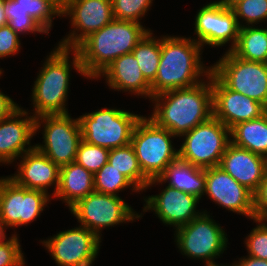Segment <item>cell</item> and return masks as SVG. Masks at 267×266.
<instances>
[{
    "label": "cell",
    "instance_id": "obj_38",
    "mask_svg": "<svg viewBox=\"0 0 267 266\" xmlns=\"http://www.w3.org/2000/svg\"><path fill=\"white\" fill-rule=\"evenodd\" d=\"M254 218L267 219V172L253 193Z\"/></svg>",
    "mask_w": 267,
    "mask_h": 266
},
{
    "label": "cell",
    "instance_id": "obj_9",
    "mask_svg": "<svg viewBox=\"0 0 267 266\" xmlns=\"http://www.w3.org/2000/svg\"><path fill=\"white\" fill-rule=\"evenodd\" d=\"M43 144L35 148L59 167L75 162L79 143L82 140L78 117L67 114L43 115L35 118V136L41 129Z\"/></svg>",
    "mask_w": 267,
    "mask_h": 266
},
{
    "label": "cell",
    "instance_id": "obj_42",
    "mask_svg": "<svg viewBox=\"0 0 267 266\" xmlns=\"http://www.w3.org/2000/svg\"><path fill=\"white\" fill-rule=\"evenodd\" d=\"M6 229H8L4 222L0 219V243H2L3 241H5L7 238H6Z\"/></svg>",
    "mask_w": 267,
    "mask_h": 266
},
{
    "label": "cell",
    "instance_id": "obj_29",
    "mask_svg": "<svg viewBox=\"0 0 267 266\" xmlns=\"http://www.w3.org/2000/svg\"><path fill=\"white\" fill-rule=\"evenodd\" d=\"M94 190L99 193L115 195L118 197L120 191L126 189L139 193L140 190L121 172H119L109 162L104 164L100 170L94 174Z\"/></svg>",
    "mask_w": 267,
    "mask_h": 266
},
{
    "label": "cell",
    "instance_id": "obj_14",
    "mask_svg": "<svg viewBox=\"0 0 267 266\" xmlns=\"http://www.w3.org/2000/svg\"><path fill=\"white\" fill-rule=\"evenodd\" d=\"M58 266H92L97 258L101 239L83 226L59 231L41 240Z\"/></svg>",
    "mask_w": 267,
    "mask_h": 266
},
{
    "label": "cell",
    "instance_id": "obj_16",
    "mask_svg": "<svg viewBox=\"0 0 267 266\" xmlns=\"http://www.w3.org/2000/svg\"><path fill=\"white\" fill-rule=\"evenodd\" d=\"M205 192L209 199L226 211L254 219L253 193L238 183L220 166L205 168Z\"/></svg>",
    "mask_w": 267,
    "mask_h": 266
},
{
    "label": "cell",
    "instance_id": "obj_23",
    "mask_svg": "<svg viewBox=\"0 0 267 266\" xmlns=\"http://www.w3.org/2000/svg\"><path fill=\"white\" fill-rule=\"evenodd\" d=\"M166 183H168V186L193 194L201 199L205 192V169L177 158L166 167L158 178L148 182L146 190L149 187L151 189L154 185Z\"/></svg>",
    "mask_w": 267,
    "mask_h": 266
},
{
    "label": "cell",
    "instance_id": "obj_15",
    "mask_svg": "<svg viewBox=\"0 0 267 266\" xmlns=\"http://www.w3.org/2000/svg\"><path fill=\"white\" fill-rule=\"evenodd\" d=\"M194 39L202 48L204 45L222 47L231 43V51L238 41L239 25L232 8L223 2L213 1L201 7L195 15Z\"/></svg>",
    "mask_w": 267,
    "mask_h": 266
},
{
    "label": "cell",
    "instance_id": "obj_7",
    "mask_svg": "<svg viewBox=\"0 0 267 266\" xmlns=\"http://www.w3.org/2000/svg\"><path fill=\"white\" fill-rule=\"evenodd\" d=\"M203 211L188 224L175 229L174 242L182 255L209 265L217 263L216 258L227 250L228 237L209 212Z\"/></svg>",
    "mask_w": 267,
    "mask_h": 266
},
{
    "label": "cell",
    "instance_id": "obj_39",
    "mask_svg": "<svg viewBox=\"0 0 267 266\" xmlns=\"http://www.w3.org/2000/svg\"><path fill=\"white\" fill-rule=\"evenodd\" d=\"M3 75V70H0V78ZM20 106L13 101L9 96L0 91V119L9 117Z\"/></svg>",
    "mask_w": 267,
    "mask_h": 266
},
{
    "label": "cell",
    "instance_id": "obj_25",
    "mask_svg": "<svg viewBox=\"0 0 267 266\" xmlns=\"http://www.w3.org/2000/svg\"><path fill=\"white\" fill-rule=\"evenodd\" d=\"M231 143L267 159V115L236 124L230 129Z\"/></svg>",
    "mask_w": 267,
    "mask_h": 266
},
{
    "label": "cell",
    "instance_id": "obj_37",
    "mask_svg": "<svg viewBox=\"0 0 267 266\" xmlns=\"http://www.w3.org/2000/svg\"><path fill=\"white\" fill-rule=\"evenodd\" d=\"M20 36L8 25L0 27V59L15 56L20 52Z\"/></svg>",
    "mask_w": 267,
    "mask_h": 266
},
{
    "label": "cell",
    "instance_id": "obj_5",
    "mask_svg": "<svg viewBox=\"0 0 267 266\" xmlns=\"http://www.w3.org/2000/svg\"><path fill=\"white\" fill-rule=\"evenodd\" d=\"M172 138L176 136L157 126L149 117L142 116L136 123L131 145L143 174L149 180L158 178L178 158V149L172 145Z\"/></svg>",
    "mask_w": 267,
    "mask_h": 266
},
{
    "label": "cell",
    "instance_id": "obj_34",
    "mask_svg": "<svg viewBox=\"0 0 267 266\" xmlns=\"http://www.w3.org/2000/svg\"><path fill=\"white\" fill-rule=\"evenodd\" d=\"M111 2L114 19L138 23H141L140 20L153 5V0H111Z\"/></svg>",
    "mask_w": 267,
    "mask_h": 266
},
{
    "label": "cell",
    "instance_id": "obj_8",
    "mask_svg": "<svg viewBox=\"0 0 267 266\" xmlns=\"http://www.w3.org/2000/svg\"><path fill=\"white\" fill-rule=\"evenodd\" d=\"M180 137L178 158L204 169L219 166L231 143L230 129L214 116Z\"/></svg>",
    "mask_w": 267,
    "mask_h": 266
},
{
    "label": "cell",
    "instance_id": "obj_3",
    "mask_svg": "<svg viewBox=\"0 0 267 266\" xmlns=\"http://www.w3.org/2000/svg\"><path fill=\"white\" fill-rule=\"evenodd\" d=\"M150 30L142 23L113 19L90 34L75 48L85 77L95 80L116 58L132 53L137 43Z\"/></svg>",
    "mask_w": 267,
    "mask_h": 266
},
{
    "label": "cell",
    "instance_id": "obj_1",
    "mask_svg": "<svg viewBox=\"0 0 267 266\" xmlns=\"http://www.w3.org/2000/svg\"><path fill=\"white\" fill-rule=\"evenodd\" d=\"M148 117L159 127L179 137L213 116L211 73L199 84L160 93Z\"/></svg>",
    "mask_w": 267,
    "mask_h": 266
},
{
    "label": "cell",
    "instance_id": "obj_13",
    "mask_svg": "<svg viewBox=\"0 0 267 266\" xmlns=\"http://www.w3.org/2000/svg\"><path fill=\"white\" fill-rule=\"evenodd\" d=\"M61 16L70 18L72 26V32L57 44L66 49H75L90 34L114 19L111 0H64Z\"/></svg>",
    "mask_w": 267,
    "mask_h": 266
},
{
    "label": "cell",
    "instance_id": "obj_35",
    "mask_svg": "<svg viewBox=\"0 0 267 266\" xmlns=\"http://www.w3.org/2000/svg\"><path fill=\"white\" fill-rule=\"evenodd\" d=\"M256 226L244 240L247 254L257 259L267 260V219L254 218Z\"/></svg>",
    "mask_w": 267,
    "mask_h": 266
},
{
    "label": "cell",
    "instance_id": "obj_19",
    "mask_svg": "<svg viewBox=\"0 0 267 266\" xmlns=\"http://www.w3.org/2000/svg\"><path fill=\"white\" fill-rule=\"evenodd\" d=\"M31 113L20 105L9 117L0 119V164H12L35 147L31 146L35 135V118Z\"/></svg>",
    "mask_w": 267,
    "mask_h": 266
},
{
    "label": "cell",
    "instance_id": "obj_33",
    "mask_svg": "<svg viewBox=\"0 0 267 266\" xmlns=\"http://www.w3.org/2000/svg\"><path fill=\"white\" fill-rule=\"evenodd\" d=\"M110 150L83 140L79 143L75 162L83 166L93 175L108 162Z\"/></svg>",
    "mask_w": 267,
    "mask_h": 266
},
{
    "label": "cell",
    "instance_id": "obj_32",
    "mask_svg": "<svg viewBox=\"0 0 267 266\" xmlns=\"http://www.w3.org/2000/svg\"><path fill=\"white\" fill-rule=\"evenodd\" d=\"M8 26L17 34L42 33L49 35L27 12L22 10L15 0H4Z\"/></svg>",
    "mask_w": 267,
    "mask_h": 266
},
{
    "label": "cell",
    "instance_id": "obj_24",
    "mask_svg": "<svg viewBox=\"0 0 267 266\" xmlns=\"http://www.w3.org/2000/svg\"><path fill=\"white\" fill-rule=\"evenodd\" d=\"M94 175L76 162L60 167L59 186L53 197L69 209L79 200L94 192Z\"/></svg>",
    "mask_w": 267,
    "mask_h": 266
},
{
    "label": "cell",
    "instance_id": "obj_21",
    "mask_svg": "<svg viewBox=\"0 0 267 266\" xmlns=\"http://www.w3.org/2000/svg\"><path fill=\"white\" fill-rule=\"evenodd\" d=\"M219 166L254 193L267 172V159L230 143Z\"/></svg>",
    "mask_w": 267,
    "mask_h": 266
},
{
    "label": "cell",
    "instance_id": "obj_28",
    "mask_svg": "<svg viewBox=\"0 0 267 266\" xmlns=\"http://www.w3.org/2000/svg\"><path fill=\"white\" fill-rule=\"evenodd\" d=\"M138 61L139 68L145 79L151 84L156 78L161 58V36H153L152 30L148 31L132 50Z\"/></svg>",
    "mask_w": 267,
    "mask_h": 266
},
{
    "label": "cell",
    "instance_id": "obj_11",
    "mask_svg": "<svg viewBox=\"0 0 267 266\" xmlns=\"http://www.w3.org/2000/svg\"><path fill=\"white\" fill-rule=\"evenodd\" d=\"M211 72L228 88L267 107V63L247 61L227 51Z\"/></svg>",
    "mask_w": 267,
    "mask_h": 266
},
{
    "label": "cell",
    "instance_id": "obj_22",
    "mask_svg": "<svg viewBox=\"0 0 267 266\" xmlns=\"http://www.w3.org/2000/svg\"><path fill=\"white\" fill-rule=\"evenodd\" d=\"M105 78L109 89L128 92L151 100V84L143 76L133 53L116 58L98 76Z\"/></svg>",
    "mask_w": 267,
    "mask_h": 266
},
{
    "label": "cell",
    "instance_id": "obj_44",
    "mask_svg": "<svg viewBox=\"0 0 267 266\" xmlns=\"http://www.w3.org/2000/svg\"><path fill=\"white\" fill-rule=\"evenodd\" d=\"M205 266H236L235 263H232V265H224V264H217V263H212V264H209V265H205Z\"/></svg>",
    "mask_w": 267,
    "mask_h": 266
},
{
    "label": "cell",
    "instance_id": "obj_30",
    "mask_svg": "<svg viewBox=\"0 0 267 266\" xmlns=\"http://www.w3.org/2000/svg\"><path fill=\"white\" fill-rule=\"evenodd\" d=\"M49 34L53 18L62 17V4L58 0H15Z\"/></svg>",
    "mask_w": 267,
    "mask_h": 266
},
{
    "label": "cell",
    "instance_id": "obj_6",
    "mask_svg": "<svg viewBox=\"0 0 267 266\" xmlns=\"http://www.w3.org/2000/svg\"><path fill=\"white\" fill-rule=\"evenodd\" d=\"M142 116L110 107L82 114L78 118L82 140L109 150L127 146L131 144L134 127Z\"/></svg>",
    "mask_w": 267,
    "mask_h": 266
},
{
    "label": "cell",
    "instance_id": "obj_27",
    "mask_svg": "<svg viewBox=\"0 0 267 266\" xmlns=\"http://www.w3.org/2000/svg\"><path fill=\"white\" fill-rule=\"evenodd\" d=\"M108 162L126 176L142 193L150 181L142 172L131 144L110 149Z\"/></svg>",
    "mask_w": 267,
    "mask_h": 266
},
{
    "label": "cell",
    "instance_id": "obj_20",
    "mask_svg": "<svg viewBox=\"0 0 267 266\" xmlns=\"http://www.w3.org/2000/svg\"><path fill=\"white\" fill-rule=\"evenodd\" d=\"M22 158V159H21ZM21 160V161H20ZM17 164V173L8 175L18 186L41 190L52 197L57 192L59 186L60 167L41 153L35 147L25 152ZM55 185V187H54ZM53 187V193H49V187Z\"/></svg>",
    "mask_w": 267,
    "mask_h": 266
},
{
    "label": "cell",
    "instance_id": "obj_40",
    "mask_svg": "<svg viewBox=\"0 0 267 266\" xmlns=\"http://www.w3.org/2000/svg\"><path fill=\"white\" fill-rule=\"evenodd\" d=\"M236 266H267V260L257 259L252 256L241 257L233 261Z\"/></svg>",
    "mask_w": 267,
    "mask_h": 266
},
{
    "label": "cell",
    "instance_id": "obj_31",
    "mask_svg": "<svg viewBox=\"0 0 267 266\" xmlns=\"http://www.w3.org/2000/svg\"><path fill=\"white\" fill-rule=\"evenodd\" d=\"M230 7L240 28L254 26L267 20V0H237Z\"/></svg>",
    "mask_w": 267,
    "mask_h": 266
},
{
    "label": "cell",
    "instance_id": "obj_26",
    "mask_svg": "<svg viewBox=\"0 0 267 266\" xmlns=\"http://www.w3.org/2000/svg\"><path fill=\"white\" fill-rule=\"evenodd\" d=\"M231 51L241 59L267 63V28L241 27L237 44Z\"/></svg>",
    "mask_w": 267,
    "mask_h": 266
},
{
    "label": "cell",
    "instance_id": "obj_36",
    "mask_svg": "<svg viewBox=\"0 0 267 266\" xmlns=\"http://www.w3.org/2000/svg\"><path fill=\"white\" fill-rule=\"evenodd\" d=\"M18 238L14 231V234L0 243V266H25L24 253Z\"/></svg>",
    "mask_w": 267,
    "mask_h": 266
},
{
    "label": "cell",
    "instance_id": "obj_17",
    "mask_svg": "<svg viewBox=\"0 0 267 266\" xmlns=\"http://www.w3.org/2000/svg\"><path fill=\"white\" fill-rule=\"evenodd\" d=\"M143 198V212L154 211L163 224L173 229L188 224L204 212L196 210L201 199L168 185L158 195Z\"/></svg>",
    "mask_w": 267,
    "mask_h": 266
},
{
    "label": "cell",
    "instance_id": "obj_2",
    "mask_svg": "<svg viewBox=\"0 0 267 266\" xmlns=\"http://www.w3.org/2000/svg\"><path fill=\"white\" fill-rule=\"evenodd\" d=\"M202 46L191 37L163 35L161 58L156 78L151 83V98L160 93L193 87L211 73L201 61ZM205 77V78H204Z\"/></svg>",
    "mask_w": 267,
    "mask_h": 266
},
{
    "label": "cell",
    "instance_id": "obj_4",
    "mask_svg": "<svg viewBox=\"0 0 267 266\" xmlns=\"http://www.w3.org/2000/svg\"><path fill=\"white\" fill-rule=\"evenodd\" d=\"M70 54L73 55L72 61ZM42 66L31 90V104L34 107L31 115L37 118L43 115L67 114L69 111L66 109V102L72 67L85 78L77 51L57 45L47 55Z\"/></svg>",
    "mask_w": 267,
    "mask_h": 266
},
{
    "label": "cell",
    "instance_id": "obj_43",
    "mask_svg": "<svg viewBox=\"0 0 267 266\" xmlns=\"http://www.w3.org/2000/svg\"><path fill=\"white\" fill-rule=\"evenodd\" d=\"M220 1L228 6H231L237 0H220Z\"/></svg>",
    "mask_w": 267,
    "mask_h": 266
},
{
    "label": "cell",
    "instance_id": "obj_10",
    "mask_svg": "<svg viewBox=\"0 0 267 266\" xmlns=\"http://www.w3.org/2000/svg\"><path fill=\"white\" fill-rule=\"evenodd\" d=\"M69 211L76 217L80 226L91 230L100 239L104 228L133 223L143 217L142 213H137L121 197L96 191L79 200Z\"/></svg>",
    "mask_w": 267,
    "mask_h": 266
},
{
    "label": "cell",
    "instance_id": "obj_41",
    "mask_svg": "<svg viewBox=\"0 0 267 266\" xmlns=\"http://www.w3.org/2000/svg\"><path fill=\"white\" fill-rule=\"evenodd\" d=\"M7 24H8V20H7L6 13H5L4 0H0V27L7 25Z\"/></svg>",
    "mask_w": 267,
    "mask_h": 266
},
{
    "label": "cell",
    "instance_id": "obj_12",
    "mask_svg": "<svg viewBox=\"0 0 267 266\" xmlns=\"http://www.w3.org/2000/svg\"><path fill=\"white\" fill-rule=\"evenodd\" d=\"M51 196L18 186L8 176L0 178V219L7 228L27 226L37 219Z\"/></svg>",
    "mask_w": 267,
    "mask_h": 266
},
{
    "label": "cell",
    "instance_id": "obj_18",
    "mask_svg": "<svg viewBox=\"0 0 267 266\" xmlns=\"http://www.w3.org/2000/svg\"><path fill=\"white\" fill-rule=\"evenodd\" d=\"M213 116L231 129L265 114L266 107L242 93L228 89L212 72Z\"/></svg>",
    "mask_w": 267,
    "mask_h": 266
}]
</instances>
